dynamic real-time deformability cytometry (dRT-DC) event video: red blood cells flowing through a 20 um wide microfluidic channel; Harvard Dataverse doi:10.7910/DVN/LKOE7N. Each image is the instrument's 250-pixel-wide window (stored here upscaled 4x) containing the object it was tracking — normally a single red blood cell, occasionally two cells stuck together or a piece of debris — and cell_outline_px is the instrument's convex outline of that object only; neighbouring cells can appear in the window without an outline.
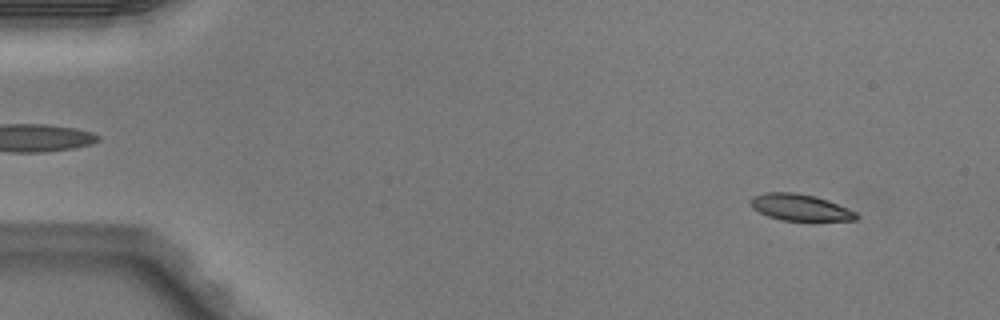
{"species": "Egyptian fruit bat (a non-hibernating species)", "species_latin": "Rousettus aegyptiacus", "temperature_condition": "warm", "stored_images_in_passage": 50, "camera_frame_rate_fps": 3000, "um_per_image_px": 0.085, "animal": {"sex": "male"}, "frame": {"image": 1, "passage_image": 4, "time_ms": 1.0, "image_size_px": [1000, 320], "cell_outline_px": [[860, 216], [856, 220], [780, 220], [768, 216], [752, 208], [748, 200], [752, 196], [764, 192], [796, 192], [816, 196], [828, 200], [848, 208], [856, 212]], "centroid_in_image_um": [67.98, 17.61], "position_along_channel_um": 17.0, "area_um2": 16.47}}
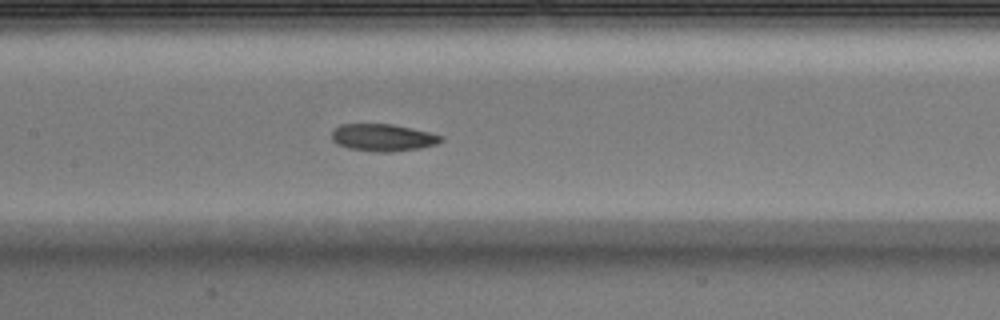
{"frame": {"image": 2, "passage_image": 24, "time_ms": 7.667, "image_size_px": [1000, 320], "cell_outline_px": [[444, 140], [436, 144], [420, 148], [388, 152], [372, 152], [348, 148], [336, 144], [332, 140], [332, 132], [340, 124], [392, 124], [428, 132], [444, 136]], "centroid_in_image_um": [32.54, 11.7], "position_along_channel_um": 174.9, "area_um2": 17.34}}
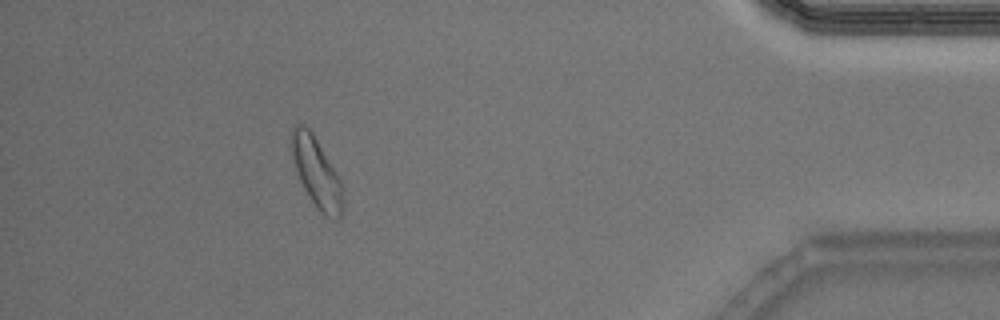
{"frame": {"image": 3, "passage_image": 45, "time_ms": 14.667, "image_size_px": [1000, 320], "cell_outline_px": [[344, 208], [340, 220], [336, 220], [324, 216], [316, 208], [304, 188], [300, 180], [288, 148], [288, 144], [292, 128], [296, 124], [300, 124], [308, 128], [312, 132], [336, 172], [344, 188]], "centroid_in_image_um": [26.9, 14.69], "position_along_channel_um": 408.3, "area_um2": 21.44}, "authors_computed_cell_mechanics": {"area_um2": 17.34, "velocity_mm_per_s": 4.0296, "shape_relaxation_time_tau1_ms": 10.3521, "shape_relaxation_time_tau2_ms": null, "deformation_change_tau1": 0.2483, "deformation_change_tau2": null}}